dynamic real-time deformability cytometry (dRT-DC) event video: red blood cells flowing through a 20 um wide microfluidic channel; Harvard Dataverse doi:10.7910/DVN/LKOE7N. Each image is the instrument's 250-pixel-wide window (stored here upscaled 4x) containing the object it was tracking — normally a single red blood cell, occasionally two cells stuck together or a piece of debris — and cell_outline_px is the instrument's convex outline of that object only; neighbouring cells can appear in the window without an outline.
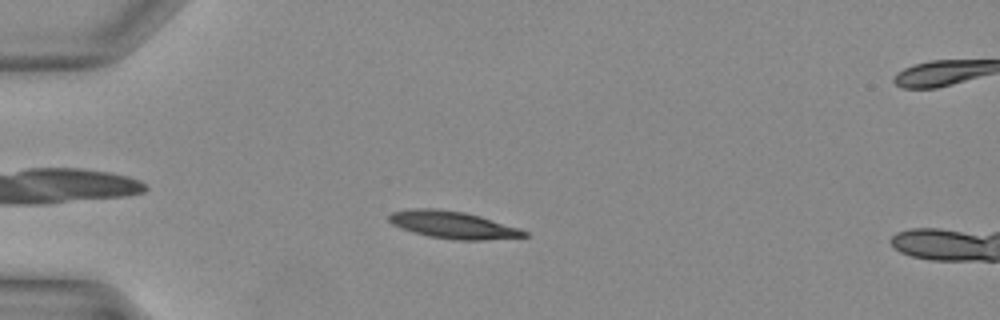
{"species": "Egyptian fruit bat (a non-hibernating species)", "species_latin": "Rousettus aegyptiacus", "temperature_condition": "warm", "stored_images_in_passage": 39, "camera_frame_rate_fps": 3000, "um_per_image_px": 0.085, "animal": {"sex": "female"}, "frame": {"image": 1, "passage_image": 11, "time_ms": 3.333, "image_size_px": [1000, 320], "cell_outline_px": [[528, 236], [484, 240], [452, 240], [428, 236], [412, 232], [392, 224], [388, 220], [388, 216], [392, 212], [416, 208], [436, 208], [464, 212], [480, 216], [520, 228], [528, 232]], "centroid_in_image_um": [38.5, 19.12], "position_along_channel_um": 46.5, "area_um2": 21.5}}
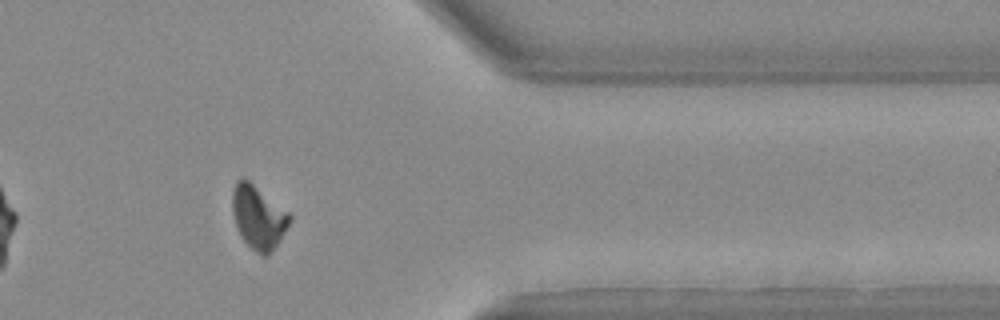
{"frame": {"image": 2, "passage_image": 33, "time_ms": 10.667, "image_size_px": [1000, 320], "cell_outline_px": [[292, 220], [268, 256], [260, 256], [240, 236], [232, 212], [232, 188], [236, 180], [240, 176], [244, 176], [288, 212], [292, 216]], "centroid_in_image_um": [21.93, 18.42], "position_along_channel_um": 389.5, "area_um2": 21.15}}
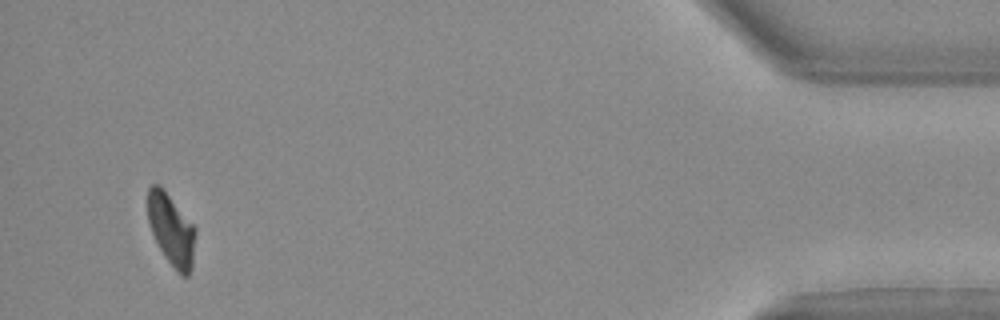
{"frame": {"image": 3, "passage_image": 38, "time_ms": 12.333, "image_size_px": [1000, 320], "cell_outline_px": [[196, 232], [192, 268], [188, 276], [180, 276], [164, 256], [152, 232], [148, 220], [148, 188], [152, 184], [160, 184], [164, 188], [196, 228]], "centroid_in_image_um": [14.58, 19.52], "position_along_channel_um": 420.6, "area_um2": 20.0}}